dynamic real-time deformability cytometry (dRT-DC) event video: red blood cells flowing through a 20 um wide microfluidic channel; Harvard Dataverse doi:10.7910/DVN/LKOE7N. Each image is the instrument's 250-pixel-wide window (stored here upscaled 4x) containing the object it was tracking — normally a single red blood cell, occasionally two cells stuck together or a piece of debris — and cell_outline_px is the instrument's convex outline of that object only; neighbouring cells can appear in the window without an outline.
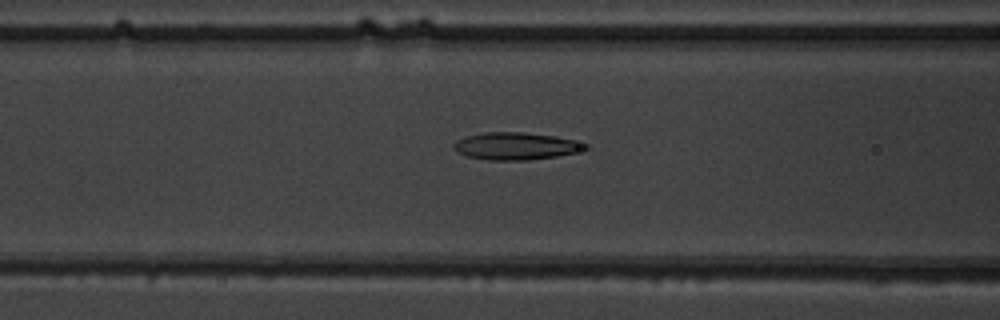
{"species": "common noctule bat (a hibernating species)", "species_latin": "Nyctalus noctula", "temperature_condition": "warm", "stored_images_in_passage": 45, "camera_frame_rate_fps": 3000, "um_per_image_px": 0.085, "animal": {"sex": "male", "body_mass_g": 19.5, "forearm_length_mm": 54.6}, "frame": {"image": 1, "passage_image": 15, "time_ms": 4.667, "image_size_px": [1000, 320], "cell_outline_px": [[592, 148], [576, 152], [556, 156], [528, 160], [488, 160], [468, 156], [452, 148], [452, 144], [456, 140], [464, 136], [484, 132], [524, 132], [556, 136], [588, 144]], "centroid_in_image_um": [43.85, 12.41], "position_along_channel_um": 122.7, "area_um2": 21.04}}
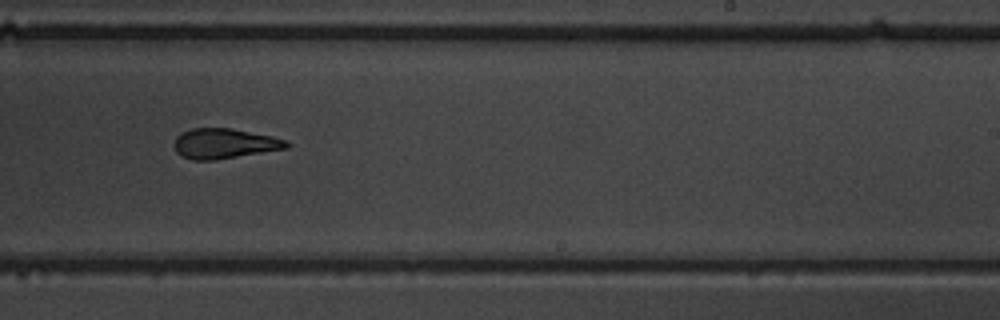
{"frame": {"image": 2, "passage_image": 26, "time_ms": 8.333, "image_size_px": [1000, 320], "cell_outline_px": [[292, 144], [288, 148], [216, 160], [192, 160], [180, 156], [176, 152], [172, 144], [176, 136], [180, 132], [192, 128], [232, 128], [272, 136], [284, 140]], "centroid_in_image_um": [19.02, 12.2], "position_along_channel_um": 270.0, "area_um2": 20.0}}
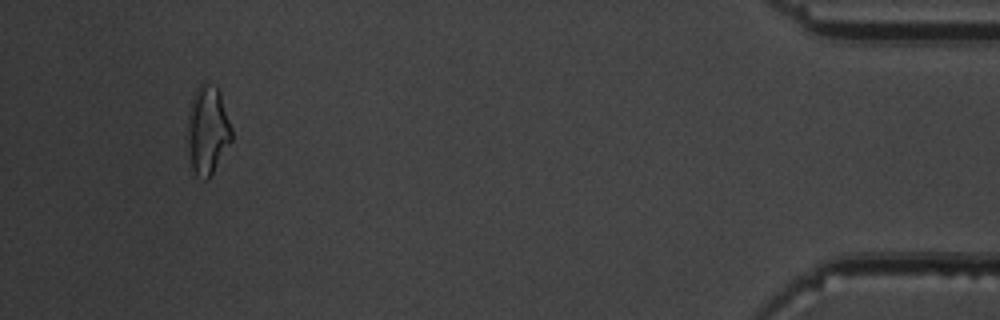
{"frame": {"image": 3, "passage_image": 42, "time_ms": 13.667, "image_size_px": [1000, 320], "cell_outline_px": [[232, 140], [208, 180], [204, 180], [196, 176], [192, 168], [188, 144], [188, 112], [192, 96], [196, 88], [200, 84], [204, 84], [216, 88], [220, 92], [232, 128]], "centroid_in_image_um": [17.65, 11.09], "position_along_channel_um": 417.6, "area_um2": 22.54}, "authors_computed_cell_mechanics": {"area_um2": 20.8658, "velocity_mm_per_s": 4.0222, "shape_relaxation_time_tau1_ms": 6.5074, "shape_relaxation_time_tau2_ms": 3.026, "deformation_change_tau1": 0.2164, "deformation_change_tau2": 0.1054}}